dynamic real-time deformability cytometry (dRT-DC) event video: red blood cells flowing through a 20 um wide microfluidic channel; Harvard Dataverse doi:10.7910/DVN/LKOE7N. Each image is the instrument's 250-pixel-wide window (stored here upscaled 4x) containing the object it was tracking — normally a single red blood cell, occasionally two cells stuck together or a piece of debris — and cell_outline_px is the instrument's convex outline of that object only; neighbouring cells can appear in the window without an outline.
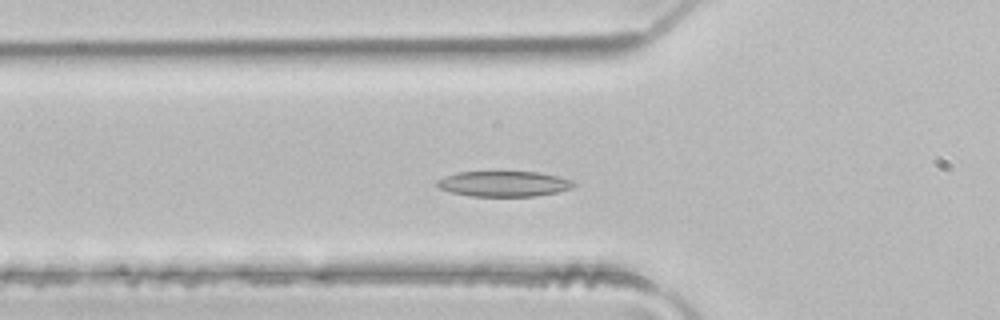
{"species": "common noctule bat (a hibernating species)", "species_latin": "Nyctalus noctula", "temperature_condition": "room temperature", "stored_images_in_passage": 47, "camera_frame_rate_fps": 3000, "um_per_image_px": 0.085, "animal": {"sex": "male", "body_mass_g": 21.5, "forearm_length_mm": 52.0}, "frame": {"image": 1, "passage_image": 14, "time_ms": 4.333, "image_size_px": [1000, 320], "cell_outline_px": [[576, 184], [572, 188], [556, 192], [536, 196], [468, 196], [452, 192], [440, 188], [436, 184], [436, 180], [444, 176], [456, 172], [540, 172], [572, 180]], "centroid_in_image_um": [42.81, 15.62], "position_along_channel_um": 83.0, "area_um2": 20.23}}
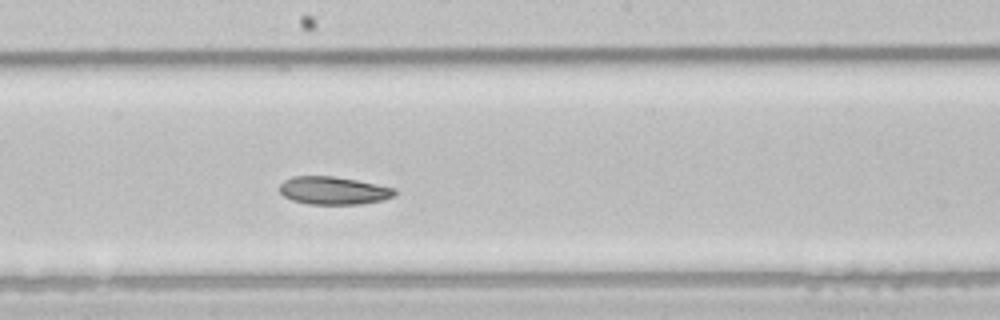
{"frame": {"image": 2, "passage_image": 24, "time_ms": 7.667, "image_size_px": [1000, 320], "cell_outline_px": [[396, 192], [392, 196], [384, 200], [360, 204], [308, 204], [292, 200], [284, 196], [280, 192], [280, 184], [284, 180], [292, 176], [332, 176], [356, 180], [396, 188]], "centroid_in_image_um": [28.33, 16.2], "position_along_channel_um": 219.9, "area_um2": 18.67}}
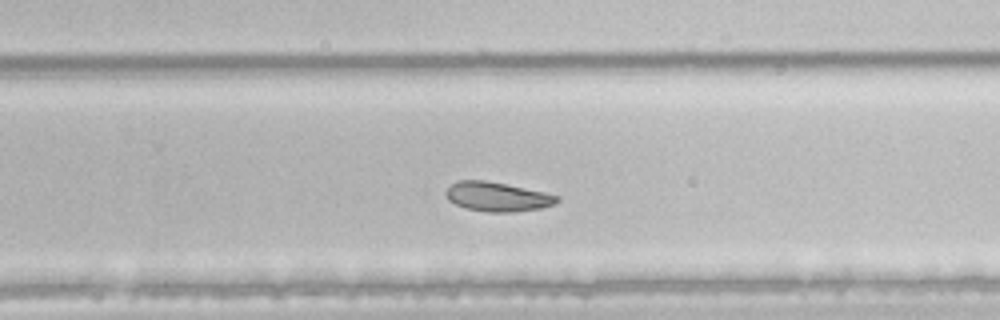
{"frame": {"image": 3, "passage_image": 29, "time_ms": 9.333, "image_size_px": [1000, 320], "cell_outline_px": [[560, 200], [556, 204], [540, 208], [512, 212], [488, 212], [468, 208], [456, 204], [448, 200], [444, 192], [452, 184], [460, 180], [484, 180], [544, 192], [560, 196]], "centroid_in_image_um": [42.29, 16.72], "position_along_channel_um": 287.5, "area_um2": 18.79}, "authors_computed_cell_mechanics": {"area_um2": 21.9062, "velocity_mm_per_s": 4.0817, "shape_relaxation_time_tau1_ms": 2.8484, "shape_relaxation_time_tau2_ms": null, "deformation_change_tau1": 0.0907, "deformation_change_tau2": null}}